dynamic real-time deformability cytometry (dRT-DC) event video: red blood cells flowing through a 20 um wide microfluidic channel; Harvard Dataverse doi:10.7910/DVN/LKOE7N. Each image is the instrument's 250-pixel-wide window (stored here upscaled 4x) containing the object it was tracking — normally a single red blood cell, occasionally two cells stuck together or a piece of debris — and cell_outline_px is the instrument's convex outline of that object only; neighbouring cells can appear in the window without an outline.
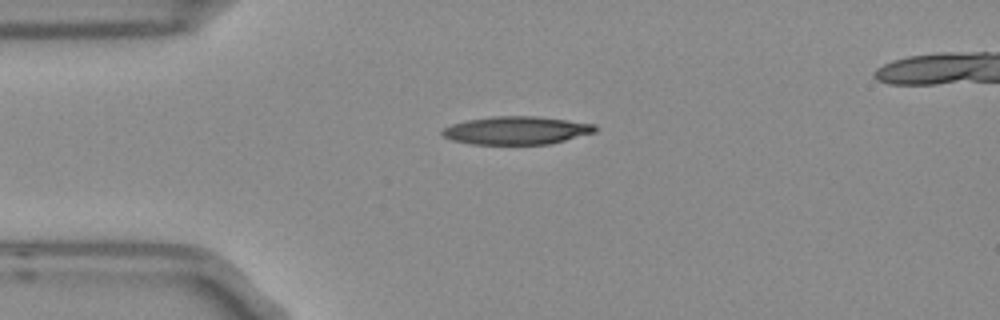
{"species": "Egyptian fruit bat (a non-hibernating species)", "species_latin": "Rousettus aegyptiacus", "temperature_condition": "room temperature", "stored_images_in_passage": 3, "camera_frame_rate_fps": 3000, "um_per_image_px": 0.085, "frame": {"image": 1, "passage_image": 1, "time_ms": 0.0, "image_size_px": [1000, 320], "cell_outline_px": [[596, 132], [548, 144], [472, 144], [452, 140], [444, 136], [440, 132], [444, 128], [452, 124], [468, 120], [492, 116], [536, 116], [596, 124]], "centroid_in_image_um": [43.9, 11.08], "position_along_channel_um": 41.1, "area_um2": 24.8}}
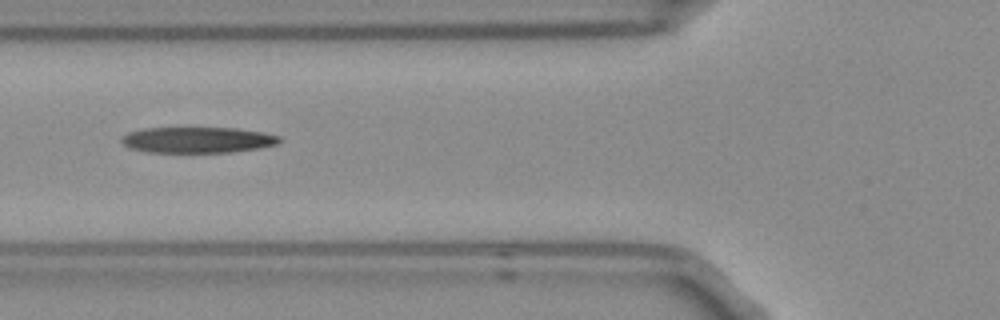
{"frame": {"image": 2, "passage_image": 3, "time_ms": 0.667, "image_size_px": [1000, 320], "cell_outline_px": [[280, 140], [276, 144], [260, 148], [232, 152], [144, 152], [128, 148], [120, 140], [128, 132], [144, 128], [236, 128], [260, 132], [280, 136]], "centroid_in_image_um": [16.75, 11.9], "position_along_channel_um": 109.0, "area_um2": 23.76}}